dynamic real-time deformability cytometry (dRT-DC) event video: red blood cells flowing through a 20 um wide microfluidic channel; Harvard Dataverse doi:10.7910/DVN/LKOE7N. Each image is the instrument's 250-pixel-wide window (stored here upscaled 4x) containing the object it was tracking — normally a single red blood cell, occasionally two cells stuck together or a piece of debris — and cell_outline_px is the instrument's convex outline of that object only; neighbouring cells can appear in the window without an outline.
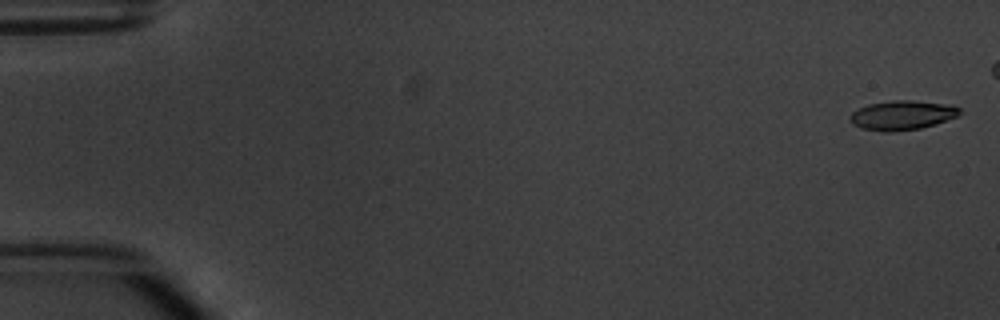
{"species": "common noctule bat (a hibernating species)", "species_latin": "Nyctalus noctula", "temperature_condition": "warm", "stored_images_in_passage": 4, "camera_frame_rate_fps": 3000, "um_per_image_px": 0.085, "animal": {"sex": "male", "body_mass_g": 20.1, "forearm_length_mm": 53.5}, "frame": {"image": 1, "passage_image": 1, "time_ms": 0.0, "image_size_px": [1000, 320], "cell_outline_px": [[960, 112], [956, 116], [936, 124], [920, 128], [892, 132], [884, 132], [860, 128], [852, 124], [848, 120], [848, 116], [852, 112], [868, 104], [892, 100], [912, 100], [940, 104], [960, 108]], "centroid_in_image_um": [76.58, 9.81], "position_along_channel_um": 8.4, "area_um2": 18.61}}